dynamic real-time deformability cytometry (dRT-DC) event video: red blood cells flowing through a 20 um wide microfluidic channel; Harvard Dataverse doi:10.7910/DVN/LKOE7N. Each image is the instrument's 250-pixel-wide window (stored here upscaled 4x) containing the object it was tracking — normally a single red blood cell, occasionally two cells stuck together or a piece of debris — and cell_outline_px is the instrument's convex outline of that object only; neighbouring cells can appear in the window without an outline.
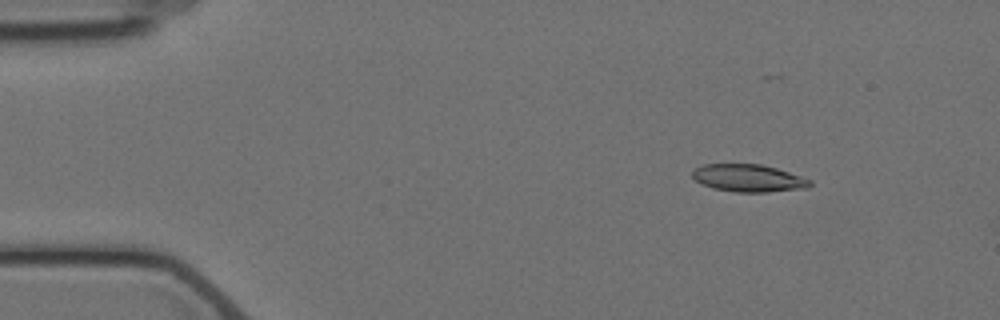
{"species": "Egyptian fruit bat (a non-hibernating species)", "species_latin": "Rousettus aegyptiacus", "temperature_condition": "cold", "stored_images_in_passage": 4, "camera_frame_rate_fps": 3000, "um_per_image_px": 0.085, "animal": {"sex": "female"}, "frame": {"image": 1, "passage_image": 2, "time_ms": 1.0, "image_size_px": [1000, 320], "cell_outline_px": [[812, 184], [808, 188], [768, 192], [736, 192], [712, 188], [696, 180], [692, 176], [692, 168], [704, 164], [760, 164], [776, 168], [812, 180]], "centroid_in_image_um": [63.61, 15.14], "position_along_channel_um": 21.4, "area_um2": 18.84}}